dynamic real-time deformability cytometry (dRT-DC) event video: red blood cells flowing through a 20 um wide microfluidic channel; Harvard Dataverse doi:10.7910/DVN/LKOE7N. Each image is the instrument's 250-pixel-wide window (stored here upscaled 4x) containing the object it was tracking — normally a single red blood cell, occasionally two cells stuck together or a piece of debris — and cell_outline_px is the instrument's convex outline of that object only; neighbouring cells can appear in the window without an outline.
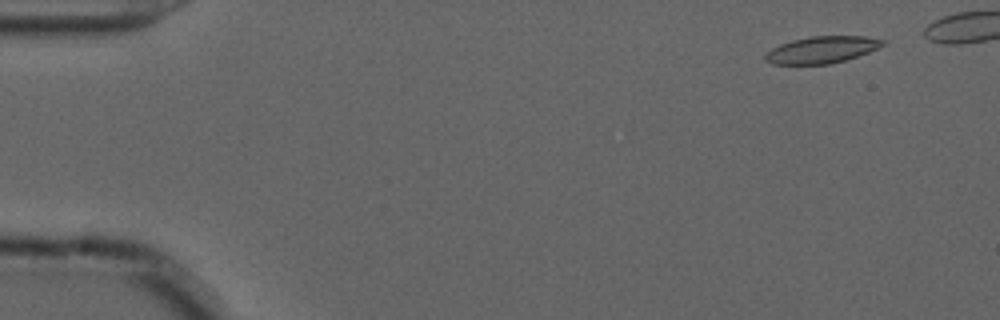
{"species": "common noctule bat (a hibernating species)", "species_latin": "Nyctalus noctula", "temperature_condition": "cold", "stored_images_in_passage": 50, "camera_frame_rate_fps": 3000, "um_per_image_px": 0.085, "animal": {"sex": "male", "forearm_length_mm": 52.5}, "frame": {"image": 1, "passage_image": 5, "time_ms": 1.333, "image_size_px": [1000, 320], "cell_outline_px": [[884, 44], [868, 52], [844, 60], [828, 64], [772, 64], [764, 60], [764, 56], [772, 48], [780, 44], [792, 40], [812, 36], [864, 36], [884, 40]], "centroid_in_image_um": [69.81, 4.23], "position_along_channel_um": 15.2, "area_um2": 18.09}}
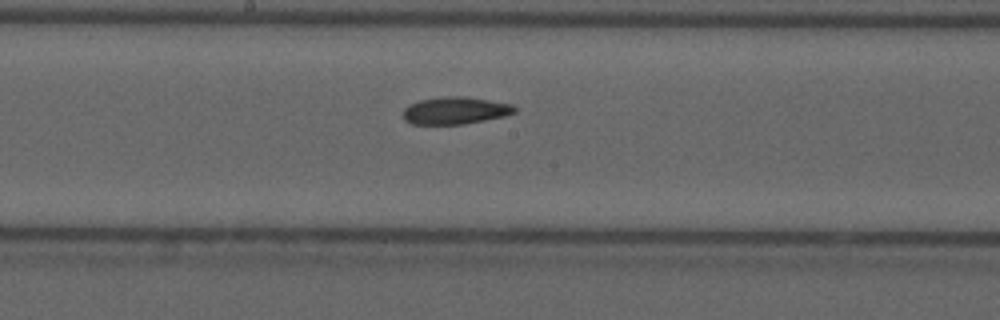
{"frame": {"image": 2, "passage_image": 30, "time_ms": 9.667, "image_size_px": [1000, 320], "cell_outline_px": [[516, 112], [504, 116], [464, 124], [412, 124], [404, 120], [404, 108], [408, 104], [420, 100], [440, 96], [464, 96], [512, 104], [516, 108]], "centroid_in_image_um": [38.67, 9.39], "position_along_channel_um": 209.5, "area_um2": 17.74}}
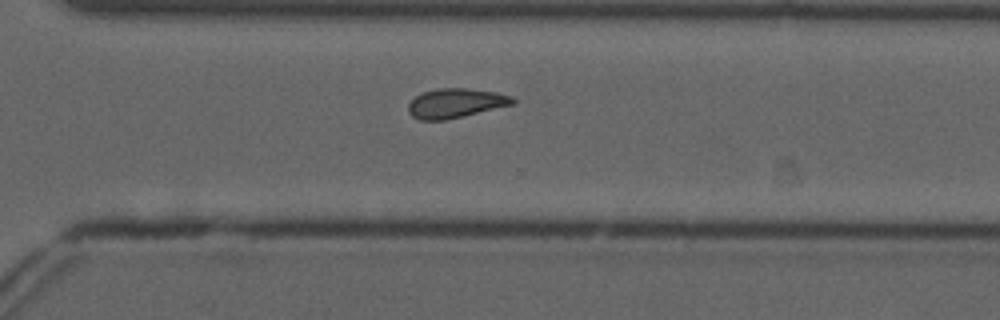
{"frame": {"image": 3, "passage_image": 40, "time_ms": 13.0, "image_size_px": [1000, 320], "cell_outline_px": [[516, 100], [512, 104], [444, 120], [420, 120], [412, 116], [408, 112], [408, 104], [416, 96], [424, 92], [440, 88], [464, 88], [496, 92], [512, 96]], "centroid_in_image_um": [38.7, 8.76], "position_along_channel_um": 331.9, "area_um2": 17.51}, "authors_computed_cell_mechanics": {"area_um2": 18.1203, "velocity_mm_per_s": 3.6861, "shape_relaxation_time_tau1_ms": null, "shape_relaxation_time_tau2_ms": 6.1917, "deformation_change_tau1": null, "deformation_change_tau2": 0.1235}}